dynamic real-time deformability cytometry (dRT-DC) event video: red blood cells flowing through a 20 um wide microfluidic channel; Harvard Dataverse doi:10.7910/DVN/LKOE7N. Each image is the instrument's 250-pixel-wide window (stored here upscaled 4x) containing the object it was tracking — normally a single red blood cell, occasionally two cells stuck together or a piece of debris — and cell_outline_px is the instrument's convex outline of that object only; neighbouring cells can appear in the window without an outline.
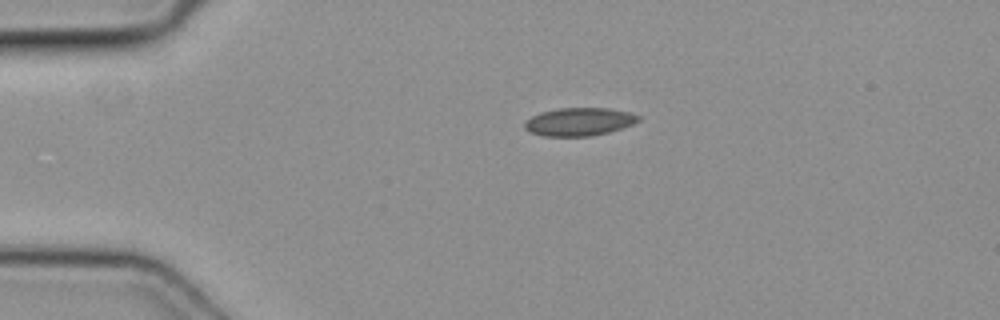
{"species": "common noctule bat (a hibernating species)", "species_latin": "Nyctalus noctula", "temperature_condition": "cold", "stored_images_in_passage": 24, "camera_frame_rate_fps": 3000, "um_per_image_px": 0.085, "animal": {"sex": "female", "body_mass_g": 19.3, "forearm_length_mm": 54.1}, "frame": {"image": 1, "passage_image": 1, "time_ms": 0.0, "image_size_px": [1000, 320], "cell_outline_px": [[640, 120], [632, 124], [608, 132], [588, 136], [544, 136], [532, 132], [524, 128], [524, 120], [540, 112], [556, 108], [608, 108], [628, 112], [640, 116]], "centroid_in_image_um": [49.19, 10.34], "position_along_channel_um": 35.8, "area_um2": 18.5}}
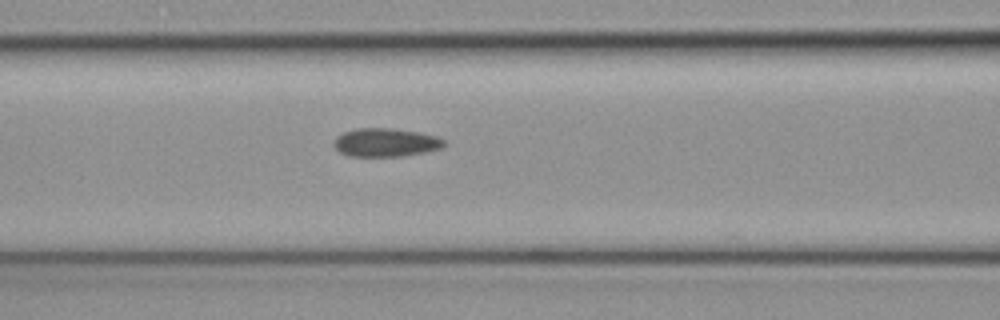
{"frame": {"image": 2, "passage_image": 11, "time_ms": 3.333, "image_size_px": [1000, 320], "cell_outline_px": [[448, 144], [440, 148], [424, 152], [400, 156], [348, 156], [340, 152], [336, 148], [336, 136], [344, 132], [356, 128], [392, 128], [416, 132], [436, 136], [444, 140]], "centroid_in_image_um": [32.79, 12.1], "position_along_channel_um": 133.8, "area_um2": 18.03}}
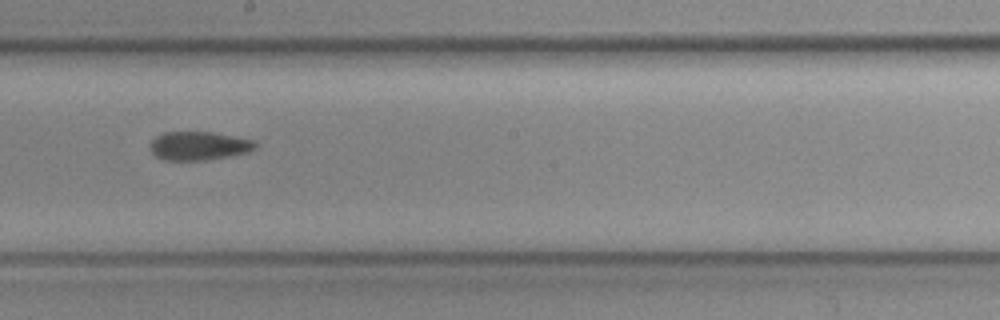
{"frame": {"image": 3, "passage_image": 18, "time_ms": 5.667, "image_size_px": [1000, 320], "cell_outline_px": [[256, 148], [248, 152], [204, 160], [164, 160], [156, 156], [152, 152], [152, 140], [156, 136], [164, 132], [212, 132], [256, 140]], "centroid_in_image_um": [16.92, 12.38], "position_along_channel_um": 231.3, "area_um2": 17.34}}